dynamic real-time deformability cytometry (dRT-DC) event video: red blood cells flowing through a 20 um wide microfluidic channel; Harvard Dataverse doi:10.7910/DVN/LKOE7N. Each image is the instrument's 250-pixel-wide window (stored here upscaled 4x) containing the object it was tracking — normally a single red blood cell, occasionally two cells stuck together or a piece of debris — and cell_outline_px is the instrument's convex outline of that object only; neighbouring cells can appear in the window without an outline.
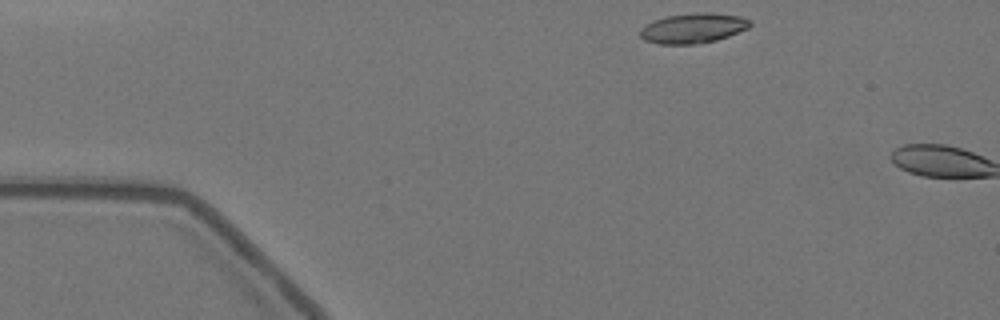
{"species": "Egyptian fruit bat (a non-hibernating species)", "species_latin": "Rousettus aegyptiacus", "temperature_condition": "warm", "stored_images_in_passage": 4, "camera_frame_rate_fps": 3000, "um_per_image_px": 0.085, "animal": {"sex": "female"}, "frame": {"image": 1, "passage_image": 2, "time_ms": 0.333, "image_size_px": [1000, 320], "cell_outline_px": [[752, 24], [748, 28], [728, 36], [716, 40], [696, 44], [660, 44], [644, 40], [640, 36], [640, 28], [644, 24], [652, 20], [664, 16], [696, 12], [708, 12], [740, 16], [752, 20]], "centroid_in_image_um": [58.89, 2.38], "position_along_channel_um": 26.1, "area_um2": 19.48}}